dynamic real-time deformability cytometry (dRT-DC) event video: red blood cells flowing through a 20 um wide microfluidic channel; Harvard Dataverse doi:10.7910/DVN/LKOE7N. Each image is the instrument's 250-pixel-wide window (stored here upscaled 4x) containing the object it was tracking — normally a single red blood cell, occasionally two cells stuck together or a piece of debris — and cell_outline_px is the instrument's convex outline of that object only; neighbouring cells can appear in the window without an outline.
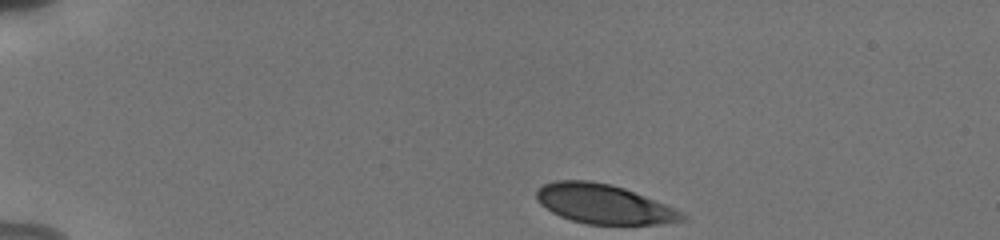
{"species": "human", "species_latin": "Homo sapiens", "temperature_condition": "cold", "stored_images_in_passage": 66, "camera_frame_rate_fps": 3000, "um_per_image_px": 0.085, "donor": {"sex": "male"}, "frame": {"image": 1, "passage_image": 1, "time_ms": 0.0, "image_size_px": [1000, 240], "cell_outline_px": [[688, 220], [660, 224], [588, 224], [572, 220], [560, 216], [552, 212], [540, 204], [536, 200], [536, 188], [544, 184], [556, 180], [588, 180], [612, 184], [624, 188], [684, 212], [688, 216]], "centroid_in_image_um": [51.32, 17.34], "position_along_channel_um": 33.7, "area_um2": 33.52}}
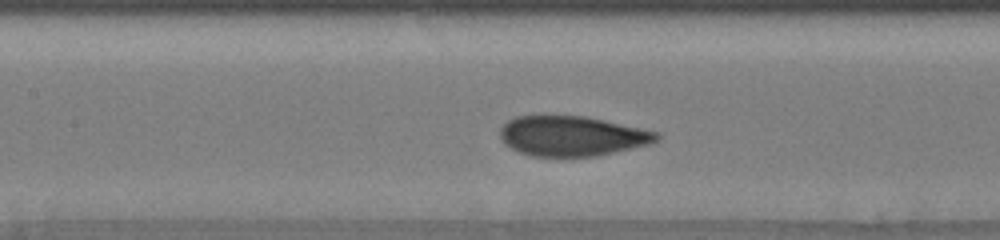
{"frame": {"image": 2, "passage_image": 27, "time_ms": 5.333, "image_size_px": [1000, 240], "cell_outline_px": [[660, 140], [652, 144], [596, 156], [532, 156], [520, 152], [504, 144], [500, 136], [500, 128], [508, 120], [516, 116], [584, 116], [660, 132]], "centroid_in_image_um": [48.65, 11.56], "position_along_channel_um": 158.7, "area_um2": 36.47}}
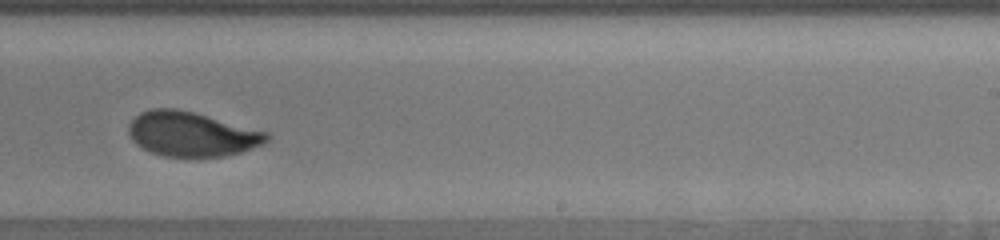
{"frame": {"image": 3, "passage_image": 45, "time_ms": 8.333, "image_size_px": [1000, 240], "cell_outline_px": [[272, 136], [264, 144], [240, 152], [224, 156], [164, 156], [152, 152], [136, 144], [132, 140], [128, 132], [128, 124], [140, 112], [152, 108], [176, 108], [192, 112], [268, 132]], "centroid_in_image_um": [16.28, 11.39], "position_along_channel_um": 272.7, "area_um2": 35.6}, "authors_computed_cell_mechanics": {"area_um2": 36.0383, "velocity_mm_per_s": 3.812, "shape_relaxation_time_tau1_ms": 4.0498, "shape_relaxation_time_tau2_ms": null, "deformation_change_tau1": 0.1503, "deformation_change_tau2": null}}